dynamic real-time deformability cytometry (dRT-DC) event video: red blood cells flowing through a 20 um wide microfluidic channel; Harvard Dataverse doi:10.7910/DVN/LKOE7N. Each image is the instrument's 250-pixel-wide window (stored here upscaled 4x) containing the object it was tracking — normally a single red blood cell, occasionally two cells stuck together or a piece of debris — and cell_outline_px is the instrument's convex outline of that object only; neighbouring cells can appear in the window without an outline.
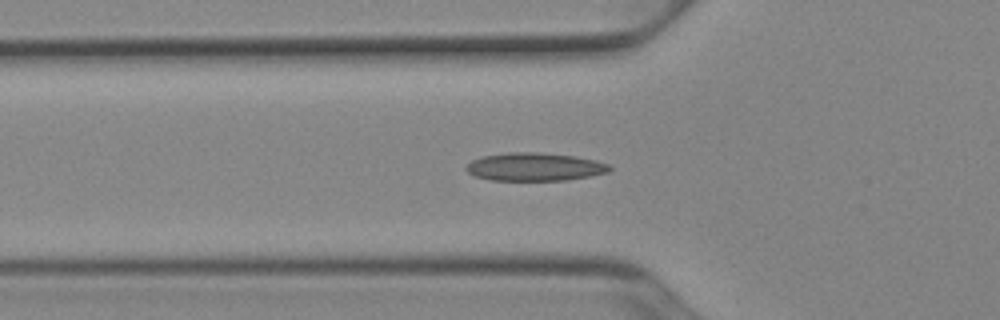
{"species": "Egyptian fruit bat (a non-hibernating species)", "species_latin": "Rousettus aegyptiacus", "temperature_condition": "cold", "stored_images_in_passage": 40, "segment_of_instrument_passage": [1, 2], "camera_frame_rate_fps": 3000, "um_per_image_px": 0.085, "animal": {"sex": "female"}, "frame": {"image": 1, "passage_image": 5, "time_ms": 1.333, "image_size_px": [1000, 320], "cell_outline_px": [[612, 168], [608, 172], [592, 176], [568, 180], [492, 180], [476, 176], [468, 172], [464, 168], [472, 160], [484, 156], [508, 152], [536, 152], [576, 156], [596, 160], [608, 164]], "centroid_in_image_um": [45.48, 14.18], "position_along_channel_um": 80.3, "area_um2": 23.47}}
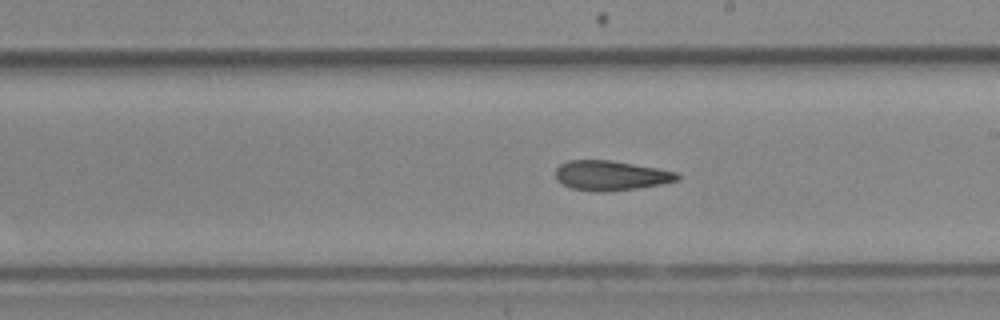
{"frame": {"image": 2, "passage_image": 17, "time_ms": 5.333, "image_size_px": [1000, 320], "cell_outline_px": [[680, 180], [660, 184], [636, 188], [604, 192], [592, 192], [572, 188], [556, 180], [556, 168], [560, 164], [568, 160], [608, 160], [656, 168], [676, 172], [680, 176]], "centroid_in_image_um": [51.89, 14.92], "position_along_channel_um": 237.1, "area_um2": 20.98}}
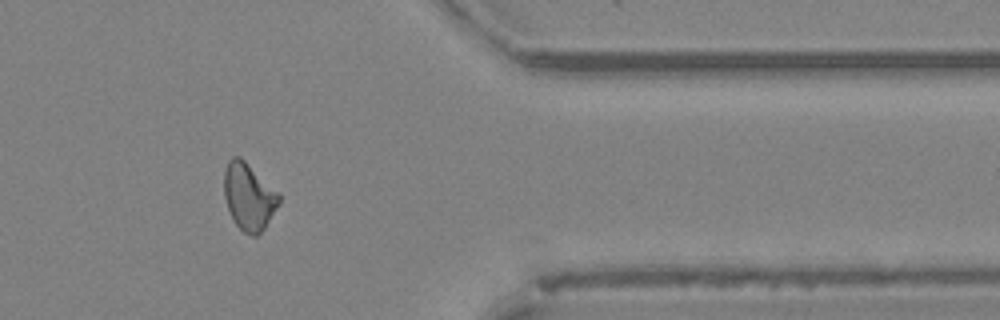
{"frame": {"image": 3, "passage_image": 30, "time_ms": 9.667, "image_size_px": [1000, 320], "cell_outline_px": [[280, 204], [264, 228], [256, 236], [252, 236], [244, 232], [236, 224], [228, 208], [224, 196], [224, 168], [228, 160], [232, 156], [240, 156], [280, 196]], "centroid_in_image_um": [21.12, 16.71], "position_along_channel_um": 390.3, "area_um2": 21.04}}